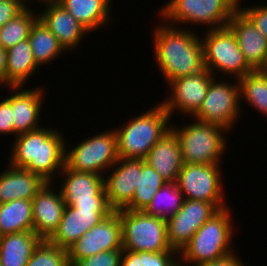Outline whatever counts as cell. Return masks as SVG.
Segmentation results:
<instances>
[{"instance_id": "40", "label": "cell", "mask_w": 267, "mask_h": 266, "mask_svg": "<svg viewBox=\"0 0 267 266\" xmlns=\"http://www.w3.org/2000/svg\"><path fill=\"white\" fill-rule=\"evenodd\" d=\"M238 251L233 252L223 258L203 263L199 266H249L243 259L238 257ZM247 264V265H246Z\"/></svg>"}, {"instance_id": "2", "label": "cell", "mask_w": 267, "mask_h": 266, "mask_svg": "<svg viewBox=\"0 0 267 266\" xmlns=\"http://www.w3.org/2000/svg\"><path fill=\"white\" fill-rule=\"evenodd\" d=\"M42 126L13 139L8 164L25 168L54 183L65 166V135L56 127Z\"/></svg>"}, {"instance_id": "29", "label": "cell", "mask_w": 267, "mask_h": 266, "mask_svg": "<svg viewBox=\"0 0 267 266\" xmlns=\"http://www.w3.org/2000/svg\"><path fill=\"white\" fill-rule=\"evenodd\" d=\"M238 82L240 104L248 103L255 112L267 118V70H253L239 78Z\"/></svg>"}, {"instance_id": "7", "label": "cell", "mask_w": 267, "mask_h": 266, "mask_svg": "<svg viewBox=\"0 0 267 266\" xmlns=\"http://www.w3.org/2000/svg\"><path fill=\"white\" fill-rule=\"evenodd\" d=\"M201 34L204 66L215 77L219 78L221 74L222 78L226 75L229 76L227 79L238 80L253 71L245 61L236 37L228 26L205 30Z\"/></svg>"}, {"instance_id": "8", "label": "cell", "mask_w": 267, "mask_h": 266, "mask_svg": "<svg viewBox=\"0 0 267 266\" xmlns=\"http://www.w3.org/2000/svg\"><path fill=\"white\" fill-rule=\"evenodd\" d=\"M69 144L65 142V165L74 171L104 176L119 159L114 128L98 131L74 146Z\"/></svg>"}, {"instance_id": "35", "label": "cell", "mask_w": 267, "mask_h": 266, "mask_svg": "<svg viewBox=\"0 0 267 266\" xmlns=\"http://www.w3.org/2000/svg\"><path fill=\"white\" fill-rule=\"evenodd\" d=\"M242 1L238 0V9L252 22L259 32L267 38V4L241 5Z\"/></svg>"}, {"instance_id": "22", "label": "cell", "mask_w": 267, "mask_h": 266, "mask_svg": "<svg viewBox=\"0 0 267 266\" xmlns=\"http://www.w3.org/2000/svg\"><path fill=\"white\" fill-rule=\"evenodd\" d=\"M0 173V204L15 199L32 200L48 183L41 176L25 168L6 165Z\"/></svg>"}, {"instance_id": "32", "label": "cell", "mask_w": 267, "mask_h": 266, "mask_svg": "<svg viewBox=\"0 0 267 266\" xmlns=\"http://www.w3.org/2000/svg\"><path fill=\"white\" fill-rule=\"evenodd\" d=\"M32 4L27 6L20 14L0 27V46L9 49L19 42L28 39L31 28L38 19L36 9Z\"/></svg>"}, {"instance_id": "37", "label": "cell", "mask_w": 267, "mask_h": 266, "mask_svg": "<svg viewBox=\"0 0 267 266\" xmlns=\"http://www.w3.org/2000/svg\"><path fill=\"white\" fill-rule=\"evenodd\" d=\"M10 95L0 99V136H14L13 111H12V87H9Z\"/></svg>"}, {"instance_id": "28", "label": "cell", "mask_w": 267, "mask_h": 266, "mask_svg": "<svg viewBox=\"0 0 267 266\" xmlns=\"http://www.w3.org/2000/svg\"><path fill=\"white\" fill-rule=\"evenodd\" d=\"M33 231L32 200L15 199L0 204V233Z\"/></svg>"}, {"instance_id": "23", "label": "cell", "mask_w": 267, "mask_h": 266, "mask_svg": "<svg viewBox=\"0 0 267 266\" xmlns=\"http://www.w3.org/2000/svg\"><path fill=\"white\" fill-rule=\"evenodd\" d=\"M167 182H176L184 165L179 140L170 130L149 151L144 159Z\"/></svg>"}, {"instance_id": "26", "label": "cell", "mask_w": 267, "mask_h": 266, "mask_svg": "<svg viewBox=\"0 0 267 266\" xmlns=\"http://www.w3.org/2000/svg\"><path fill=\"white\" fill-rule=\"evenodd\" d=\"M6 51L7 87H26L25 84L29 82L30 78L32 79L35 73L38 74V70H40V67L34 60L29 40L26 39L19 42Z\"/></svg>"}, {"instance_id": "1", "label": "cell", "mask_w": 267, "mask_h": 266, "mask_svg": "<svg viewBox=\"0 0 267 266\" xmlns=\"http://www.w3.org/2000/svg\"><path fill=\"white\" fill-rule=\"evenodd\" d=\"M158 19L160 23L154 24L151 36L152 56L165 83L204 70L203 45L198 29L194 31L193 28L174 26L160 17Z\"/></svg>"}, {"instance_id": "27", "label": "cell", "mask_w": 267, "mask_h": 266, "mask_svg": "<svg viewBox=\"0 0 267 266\" xmlns=\"http://www.w3.org/2000/svg\"><path fill=\"white\" fill-rule=\"evenodd\" d=\"M28 40L34 60L41 69L42 66L53 64L50 62L59 59L64 52L68 53L39 18L33 24Z\"/></svg>"}, {"instance_id": "30", "label": "cell", "mask_w": 267, "mask_h": 266, "mask_svg": "<svg viewBox=\"0 0 267 266\" xmlns=\"http://www.w3.org/2000/svg\"><path fill=\"white\" fill-rule=\"evenodd\" d=\"M167 181L153 169L144 159H141V172H139V185L137 186L131 202L124 208L131 211H143L152 201L157 191Z\"/></svg>"}, {"instance_id": "24", "label": "cell", "mask_w": 267, "mask_h": 266, "mask_svg": "<svg viewBox=\"0 0 267 266\" xmlns=\"http://www.w3.org/2000/svg\"><path fill=\"white\" fill-rule=\"evenodd\" d=\"M90 33L107 28L113 21L112 0H56ZM112 5V6H111ZM109 24V25H108Z\"/></svg>"}, {"instance_id": "20", "label": "cell", "mask_w": 267, "mask_h": 266, "mask_svg": "<svg viewBox=\"0 0 267 266\" xmlns=\"http://www.w3.org/2000/svg\"><path fill=\"white\" fill-rule=\"evenodd\" d=\"M227 26L236 37L245 61L253 70H267V38L237 9Z\"/></svg>"}, {"instance_id": "13", "label": "cell", "mask_w": 267, "mask_h": 266, "mask_svg": "<svg viewBox=\"0 0 267 266\" xmlns=\"http://www.w3.org/2000/svg\"><path fill=\"white\" fill-rule=\"evenodd\" d=\"M118 249H122V223L119 210L112 212L89 229L68 249L69 264L73 266L78 260L96 253Z\"/></svg>"}, {"instance_id": "16", "label": "cell", "mask_w": 267, "mask_h": 266, "mask_svg": "<svg viewBox=\"0 0 267 266\" xmlns=\"http://www.w3.org/2000/svg\"><path fill=\"white\" fill-rule=\"evenodd\" d=\"M109 170L103 176L105 194L110 207L118 211L131 202L139 185L141 159L119 157Z\"/></svg>"}, {"instance_id": "39", "label": "cell", "mask_w": 267, "mask_h": 266, "mask_svg": "<svg viewBox=\"0 0 267 266\" xmlns=\"http://www.w3.org/2000/svg\"><path fill=\"white\" fill-rule=\"evenodd\" d=\"M69 206L76 209H112L107 196H93V199L78 200V202H72Z\"/></svg>"}, {"instance_id": "9", "label": "cell", "mask_w": 267, "mask_h": 266, "mask_svg": "<svg viewBox=\"0 0 267 266\" xmlns=\"http://www.w3.org/2000/svg\"><path fill=\"white\" fill-rule=\"evenodd\" d=\"M216 77L209 84L207 94L202 101L198 111L191 117L198 121L209 124L219 125L229 133L243 116V104H240V88L237 79L229 78L228 80ZM222 80V81H221ZM232 80V81H230ZM234 82V83H232Z\"/></svg>"}, {"instance_id": "38", "label": "cell", "mask_w": 267, "mask_h": 266, "mask_svg": "<svg viewBox=\"0 0 267 266\" xmlns=\"http://www.w3.org/2000/svg\"><path fill=\"white\" fill-rule=\"evenodd\" d=\"M26 7L21 0H0V27L15 18Z\"/></svg>"}, {"instance_id": "3", "label": "cell", "mask_w": 267, "mask_h": 266, "mask_svg": "<svg viewBox=\"0 0 267 266\" xmlns=\"http://www.w3.org/2000/svg\"><path fill=\"white\" fill-rule=\"evenodd\" d=\"M232 212L229 205L207 220L179 253V265L199 266L235 252Z\"/></svg>"}, {"instance_id": "14", "label": "cell", "mask_w": 267, "mask_h": 266, "mask_svg": "<svg viewBox=\"0 0 267 266\" xmlns=\"http://www.w3.org/2000/svg\"><path fill=\"white\" fill-rule=\"evenodd\" d=\"M218 211L212 203L185 199L180 210L166 220L170 247L180 253L197 230Z\"/></svg>"}, {"instance_id": "10", "label": "cell", "mask_w": 267, "mask_h": 266, "mask_svg": "<svg viewBox=\"0 0 267 266\" xmlns=\"http://www.w3.org/2000/svg\"><path fill=\"white\" fill-rule=\"evenodd\" d=\"M119 216L123 250L161 252L172 249L167 239L166 219L126 209L119 210Z\"/></svg>"}, {"instance_id": "18", "label": "cell", "mask_w": 267, "mask_h": 266, "mask_svg": "<svg viewBox=\"0 0 267 266\" xmlns=\"http://www.w3.org/2000/svg\"><path fill=\"white\" fill-rule=\"evenodd\" d=\"M28 88L12 87L14 138L43 126L40 124L42 123L40 119L42 110H44V96L47 95L44 92L47 89L44 86Z\"/></svg>"}, {"instance_id": "19", "label": "cell", "mask_w": 267, "mask_h": 266, "mask_svg": "<svg viewBox=\"0 0 267 266\" xmlns=\"http://www.w3.org/2000/svg\"><path fill=\"white\" fill-rule=\"evenodd\" d=\"M53 183H47L32 199L33 231L48 240L60 225L66 204Z\"/></svg>"}, {"instance_id": "15", "label": "cell", "mask_w": 267, "mask_h": 266, "mask_svg": "<svg viewBox=\"0 0 267 266\" xmlns=\"http://www.w3.org/2000/svg\"><path fill=\"white\" fill-rule=\"evenodd\" d=\"M36 3L42 6L37 12L38 18L57 37L63 48L68 53L78 50L90 32L56 0H38Z\"/></svg>"}, {"instance_id": "21", "label": "cell", "mask_w": 267, "mask_h": 266, "mask_svg": "<svg viewBox=\"0 0 267 266\" xmlns=\"http://www.w3.org/2000/svg\"><path fill=\"white\" fill-rule=\"evenodd\" d=\"M59 176L62 177V180ZM57 178L60 180L53 184L59 185L56 187L59 188L67 206L78 200L93 199V196H106L102 175L74 171L65 165ZM59 182L61 184H58Z\"/></svg>"}, {"instance_id": "25", "label": "cell", "mask_w": 267, "mask_h": 266, "mask_svg": "<svg viewBox=\"0 0 267 266\" xmlns=\"http://www.w3.org/2000/svg\"><path fill=\"white\" fill-rule=\"evenodd\" d=\"M41 241L34 231L3 235L0 241V266H27Z\"/></svg>"}, {"instance_id": "42", "label": "cell", "mask_w": 267, "mask_h": 266, "mask_svg": "<svg viewBox=\"0 0 267 266\" xmlns=\"http://www.w3.org/2000/svg\"><path fill=\"white\" fill-rule=\"evenodd\" d=\"M26 6H29L31 3L33 4V6H34V3L36 2V1H32V0H21Z\"/></svg>"}, {"instance_id": "36", "label": "cell", "mask_w": 267, "mask_h": 266, "mask_svg": "<svg viewBox=\"0 0 267 266\" xmlns=\"http://www.w3.org/2000/svg\"><path fill=\"white\" fill-rule=\"evenodd\" d=\"M123 249L96 253L90 257L78 260L73 266H120Z\"/></svg>"}, {"instance_id": "5", "label": "cell", "mask_w": 267, "mask_h": 266, "mask_svg": "<svg viewBox=\"0 0 267 266\" xmlns=\"http://www.w3.org/2000/svg\"><path fill=\"white\" fill-rule=\"evenodd\" d=\"M188 124H172L171 130L175 133L181 147L184 164H222L223 157L228 149L229 134L225 128L198 121L194 118ZM181 125V126H179Z\"/></svg>"}, {"instance_id": "31", "label": "cell", "mask_w": 267, "mask_h": 266, "mask_svg": "<svg viewBox=\"0 0 267 266\" xmlns=\"http://www.w3.org/2000/svg\"><path fill=\"white\" fill-rule=\"evenodd\" d=\"M184 200V195L177 183L166 182L157 191L143 212L167 220L180 210Z\"/></svg>"}, {"instance_id": "41", "label": "cell", "mask_w": 267, "mask_h": 266, "mask_svg": "<svg viewBox=\"0 0 267 266\" xmlns=\"http://www.w3.org/2000/svg\"><path fill=\"white\" fill-rule=\"evenodd\" d=\"M7 51L0 46V87H7V76H6V68H7Z\"/></svg>"}, {"instance_id": "33", "label": "cell", "mask_w": 267, "mask_h": 266, "mask_svg": "<svg viewBox=\"0 0 267 266\" xmlns=\"http://www.w3.org/2000/svg\"><path fill=\"white\" fill-rule=\"evenodd\" d=\"M120 266H179V253L174 249L161 252L123 250Z\"/></svg>"}, {"instance_id": "12", "label": "cell", "mask_w": 267, "mask_h": 266, "mask_svg": "<svg viewBox=\"0 0 267 266\" xmlns=\"http://www.w3.org/2000/svg\"><path fill=\"white\" fill-rule=\"evenodd\" d=\"M215 76L206 68L195 75H188L171 80L167 86L169 94L161 104L170 114L171 119L179 114L192 117L204 100L209 84ZM175 112L177 114H175Z\"/></svg>"}, {"instance_id": "4", "label": "cell", "mask_w": 267, "mask_h": 266, "mask_svg": "<svg viewBox=\"0 0 267 266\" xmlns=\"http://www.w3.org/2000/svg\"><path fill=\"white\" fill-rule=\"evenodd\" d=\"M171 116L161 103L114 128L120 158L145 159L150 149L171 130ZM169 123V124H168Z\"/></svg>"}, {"instance_id": "6", "label": "cell", "mask_w": 267, "mask_h": 266, "mask_svg": "<svg viewBox=\"0 0 267 266\" xmlns=\"http://www.w3.org/2000/svg\"><path fill=\"white\" fill-rule=\"evenodd\" d=\"M237 9L238 0H168L157 16L174 26L190 24L212 30L227 26Z\"/></svg>"}, {"instance_id": "11", "label": "cell", "mask_w": 267, "mask_h": 266, "mask_svg": "<svg viewBox=\"0 0 267 266\" xmlns=\"http://www.w3.org/2000/svg\"><path fill=\"white\" fill-rule=\"evenodd\" d=\"M221 168L222 164H184L176 181L184 198L212 203L218 210L228 207Z\"/></svg>"}, {"instance_id": "34", "label": "cell", "mask_w": 267, "mask_h": 266, "mask_svg": "<svg viewBox=\"0 0 267 266\" xmlns=\"http://www.w3.org/2000/svg\"><path fill=\"white\" fill-rule=\"evenodd\" d=\"M27 266H70L68 250L42 240L34 249Z\"/></svg>"}, {"instance_id": "17", "label": "cell", "mask_w": 267, "mask_h": 266, "mask_svg": "<svg viewBox=\"0 0 267 266\" xmlns=\"http://www.w3.org/2000/svg\"><path fill=\"white\" fill-rule=\"evenodd\" d=\"M112 212L113 209H76L66 205L60 225L48 241L68 250L89 229Z\"/></svg>"}]
</instances>
